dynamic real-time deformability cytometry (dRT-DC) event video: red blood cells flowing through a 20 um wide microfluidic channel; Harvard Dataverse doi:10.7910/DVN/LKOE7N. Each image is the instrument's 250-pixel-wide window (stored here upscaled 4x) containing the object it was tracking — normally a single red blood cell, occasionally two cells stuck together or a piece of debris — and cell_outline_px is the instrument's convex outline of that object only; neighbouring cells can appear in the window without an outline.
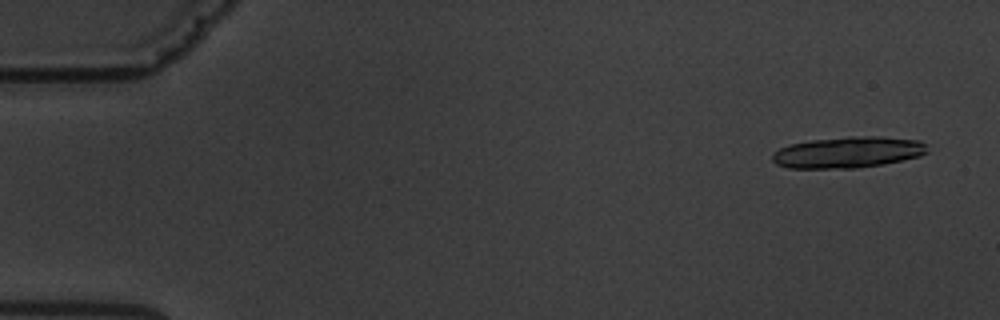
{"species": "common noctule bat (a hibernating species)", "species_latin": "Nyctalus noctula", "temperature_condition": "warm", "stored_images_in_passage": 6, "camera_frame_rate_fps": 3000, "um_per_image_px": 0.085, "animal": {"sex": "male", "body_mass_g": 19.5, "forearm_length_mm": 54.6}, "frame": {"image": 1, "passage_image": 1, "time_ms": 0.0, "image_size_px": [1000, 320], "cell_outline_px": [[928, 152], [920, 156], [884, 164], [856, 168], [788, 168], [776, 164], [772, 160], [772, 152], [788, 144], [812, 140], [848, 136], [880, 136], [920, 140], [928, 144]], "centroid_in_image_um": [72.09, 12.94], "position_along_channel_um": 12.9, "area_um2": 28.55}}